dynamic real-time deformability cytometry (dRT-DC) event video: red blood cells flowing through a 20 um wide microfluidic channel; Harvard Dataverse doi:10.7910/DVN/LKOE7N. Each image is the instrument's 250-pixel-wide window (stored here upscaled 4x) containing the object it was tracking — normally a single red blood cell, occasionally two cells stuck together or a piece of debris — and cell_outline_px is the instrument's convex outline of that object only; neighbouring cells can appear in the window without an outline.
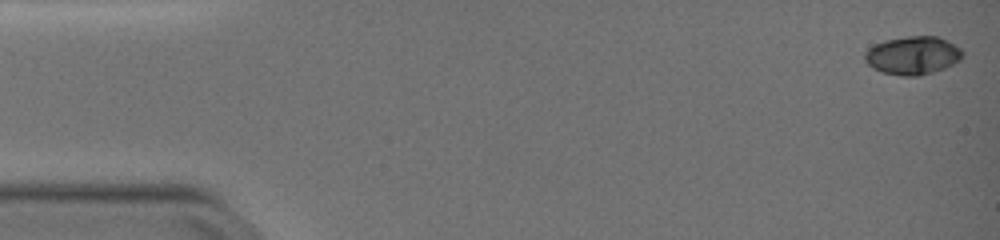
{"species": "common noctule bat (a hibernating species)", "species_latin": "Nyctalus noctula", "temperature_condition": "warm", "stored_images_in_passage": 51, "camera_frame_rate_fps": 3000, "um_per_image_px": 0.085, "animal": {"sex": "female", "body_mass_g": 19.0, "forearm_length_mm": 51.5}, "frame": {"image": 1, "passage_image": 1, "time_ms": 0.0, "image_size_px": [1000, 240], "cell_outline_px": [[964, 56], [960, 60], [944, 68], [920, 76], [904, 76], [880, 72], [872, 68], [864, 60], [864, 52], [872, 44], [884, 40], [908, 36], [936, 36], [960, 48], [964, 52]], "centroid_in_image_um": [77.54, 4.71], "position_along_channel_um": 7.5, "area_um2": 21.91}}
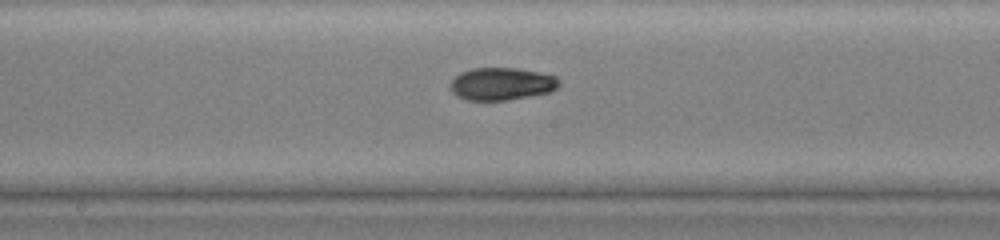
{"frame": {"image": 2, "passage_image": 28, "time_ms": 9.0, "image_size_px": [1000, 240], "cell_outline_px": [[560, 84], [552, 92], [508, 100], [468, 100], [456, 96], [448, 88], [448, 84], [460, 72], [472, 68], [516, 68], [556, 76], [560, 80]], "centroid_in_image_um": [42.61, 7.13], "position_along_channel_um": 205.6, "area_um2": 20.81}}
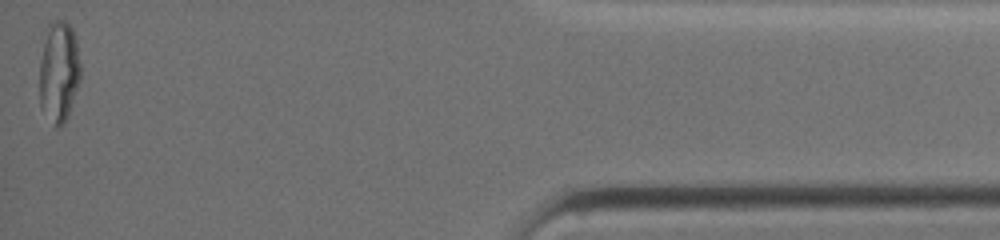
{"frame": {"image": 3, "passage_image": 51, "time_ms": 16.667, "image_size_px": [1000, 240], "cell_outline_px": [[80, 80], [64, 124], [56, 124], [40, 104], [40, 60], [48, 24], [52, 20], [64, 20], [72, 28], [76, 40], [80, 64]], "centroid_in_image_um": [5.02, 6.0], "position_along_channel_um": 430.2, "area_um2": 23.47}, "authors_computed_cell_mechanics": {"area_um2": 21.0392, "velocity_mm_per_s": 3.7856, "shape_relaxation_time_tau1_ms": 7.8908, "shape_relaxation_time_tau2_ms": 2.6849, "deformation_change_tau1": 0.2194, "deformation_change_tau2": 0.0433}}